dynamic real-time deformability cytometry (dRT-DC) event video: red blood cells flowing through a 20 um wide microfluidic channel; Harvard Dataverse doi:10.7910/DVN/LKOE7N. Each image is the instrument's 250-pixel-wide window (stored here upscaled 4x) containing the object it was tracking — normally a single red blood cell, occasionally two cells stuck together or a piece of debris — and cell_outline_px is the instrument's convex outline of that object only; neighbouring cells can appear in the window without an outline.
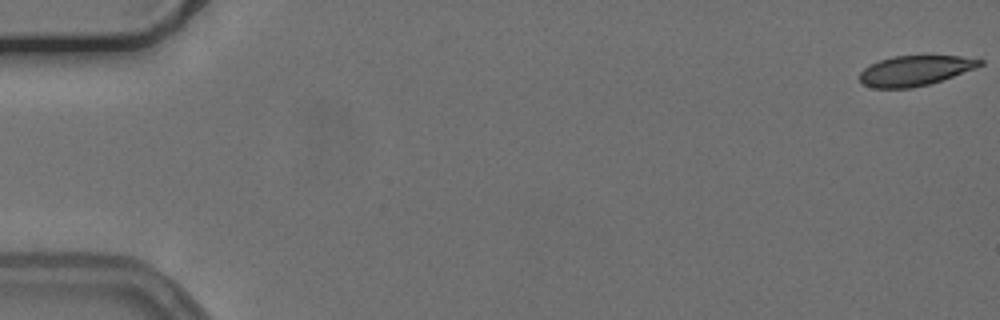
{"species": "common noctule bat (a hibernating species)", "species_latin": "Nyctalus noctula", "temperature_condition": "cold", "stored_images_in_passage": 55, "camera_frame_rate_fps": 3000, "um_per_image_px": 0.085, "animal": {"sex": "female", "body_mass_g": 24.6, "forearm_length_mm": 56.2}, "frame": {"image": 1, "passage_image": 1, "time_ms": 0.0, "image_size_px": [1000, 320], "cell_outline_px": [[984, 64], [976, 68], [928, 84], [912, 88], [872, 88], [864, 84], [860, 80], [860, 72], [864, 68], [880, 60], [892, 56], [960, 56], [984, 60]], "centroid_in_image_um": [77.78, 6.0], "position_along_channel_um": 7.2, "area_um2": 20.87}}
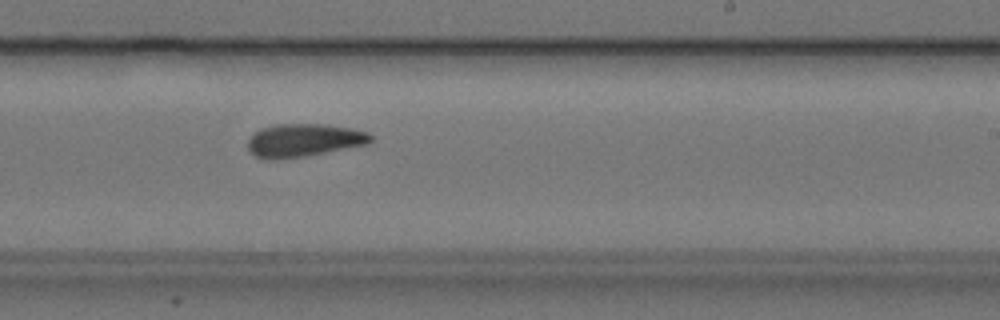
{"frame": {"image": 2, "passage_image": 34, "time_ms": 11.0, "image_size_px": [1000, 320], "cell_outline_px": [[372, 140], [368, 144], [304, 156], [272, 160], [268, 160], [256, 156], [248, 152], [248, 140], [252, 132], [260, 128], [276, 124], [324, 124], [352, 128], [368, 132], [372, 136]], "centroid_in_image_um": [25.78, 11.91], "position_along_channel_um": 263.2, "area_um2": 23.81}}
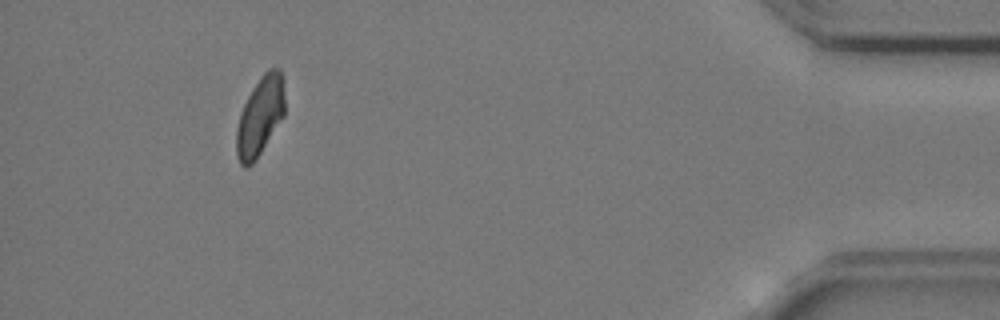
{"frame": {"image": 3, "passage_image": 51, "time_ms": 16.667, "image_size_px": [1000, 320], "cell_outline_px": [[284, 116], [256, 160], [248, 168], [244, 168], [240, 164], [236, 156], [236, 128], [240, 112], [252, 88], [260, 76], [268, 68], [280, 68], [284, 76]], "centroid_in_image_um": [22.1, 9.87], "position_along_channel_um": 413.1, "area_um2": 22.66}, "authors_computed_cell_mechanics": {"area_um2": 23.2934, "velocity_mm_per_s": 3.754, "shape_relaxation_time_tau1_ms": 9.2506, "shape_relaxation_time_tau2_ms": null, "deformation_change_tau1": 0.1763, "deformation_change_tau2": null}}